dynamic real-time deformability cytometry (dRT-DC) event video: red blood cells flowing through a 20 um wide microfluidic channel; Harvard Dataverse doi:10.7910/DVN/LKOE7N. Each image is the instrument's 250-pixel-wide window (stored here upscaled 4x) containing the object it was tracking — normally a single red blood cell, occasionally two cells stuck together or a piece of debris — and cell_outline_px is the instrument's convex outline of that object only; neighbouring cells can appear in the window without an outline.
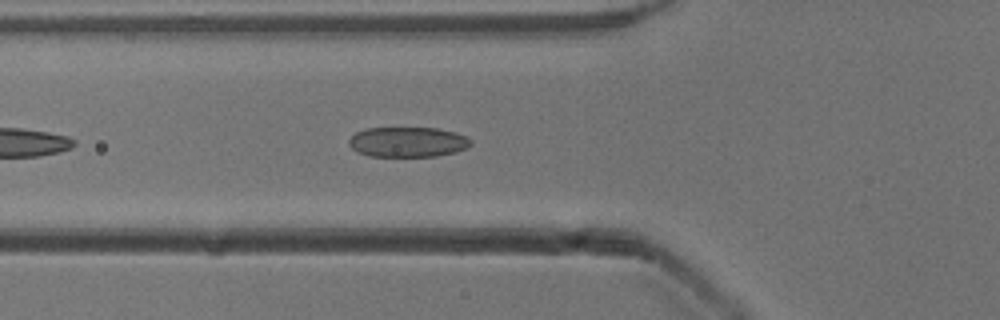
{"species": "common noctule bat (a hibernating species)", "species_latin": "Nyctalus noctula", "temperature_condition": "cold", "stored_images_in_passage": 25, "camera_frame_rate_fps": 3000, "um_per_image_px": 0.085, "animal": {"sex": "male", "body_mass_g": 13.3}, "frame": {"image": 1, "passage_image": 6, "time_ms": 1.667, "image_size_px": [1000, 320], "cell_outline_px": [[472, 144], [456, 152], [436, 156], [368, 156], [356, 152], [348, 144], [348, 140], [356, 132], [364, 128], [436, 128], [456, 132], [472, 140]], "centroid_in_image_um": [34.63, 12.07], "position_along_channel_um": 91.2, "area_um2": 21.44}}
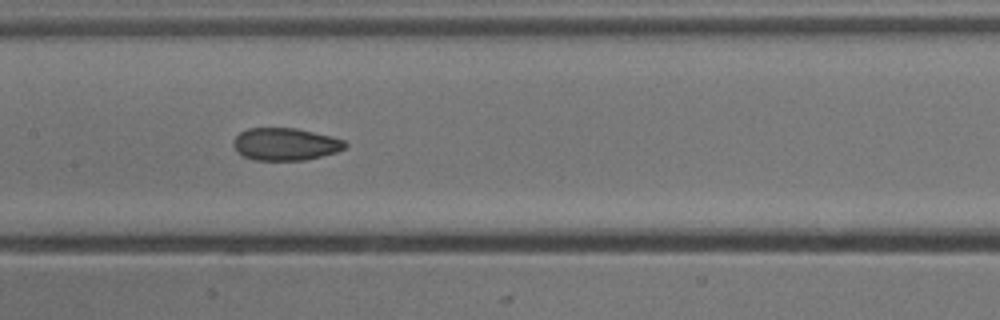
{"frame": {"image": 2, "passage_image": 13, "time_ms": 4.0, "image_size_px": [1000, 320], "cell_outline_px": [[348, 144], [344, 148], [336, 152], [304, 160], [256, 160], [244, 156], [236, 152], [232, 144], [236, 136], [240, 132], [248, 128], [296, 128], [332, 136], [344, 140]], "centroid_in_image_um": [24.24, 12.25], "position_along_channel_um": 183.2, "area_um2": 21.1}}
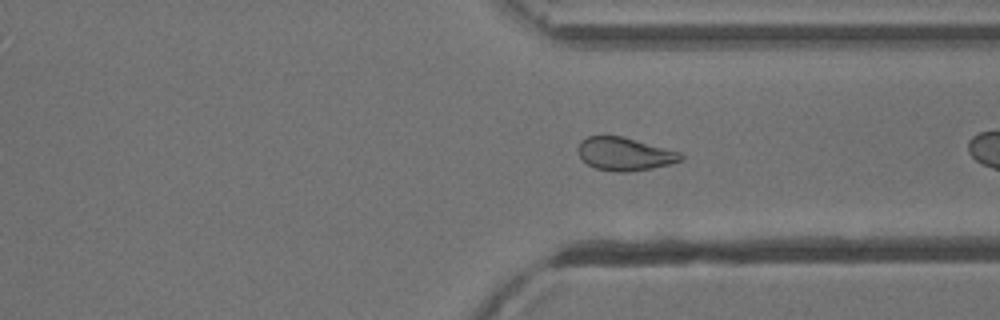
{"frame": {"image": 3, "passage_image": 24, "time_ms": 7.667, "image_size_px": [1000, 320], "cell_outline_px": [[684, 160], [652, 168], [628, 172], [616, 172], [596, 168], [588, 164], [580, 156], [580, 140], [588, 136], [620, 136], [680, 152], [684, 156]], "centroid_in_image_um": [53.12, 13.1], "position_along_channel_um": 358.3, "area_um2": 19.42}}